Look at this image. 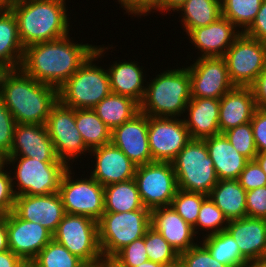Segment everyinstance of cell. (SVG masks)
Listing matches in <instances>:
<instances>
[{"instance_id":"63","label":"cell","mask_w":266,"mask_h":267,"mask_svg":"<svg viewBox=\"0 0 266 267\" xmlns=\"http://www.w3.org/2000/svg\"><path fill=\"white\" fill-rule=\"evenodd\" d=\"M4 164V159L0 157V167Z\"/></svg>"},{"instance_id":"57","label":"cell","mask_w":266,"mask_h":267,"mask_svg":"<svg viewBox=\"0 0 266 267\" xmlns=\"http://www.w3.org/2000/svg\"><path fill=\"white\" fill-rule=\"evenodd\" d=\"M103 267H122L113 258L103 257Z\"/></svg>"},{"instance_id":"14","label":"cell","mask_w":266,"mask_h":267,"mask_svg":"<svg viewBox=\"0 0 266 267\" xmlns=\"http://www.w3.org/2000/svg\"><path fill=\"white\" fill-rule=\"evenodd\" d=\"M191 139L183 118L148 116V142L153 161L172 162Z\"/></svg>"},{"instance_id":"11","label":"cell","mask_w":266,"mask_h":267,"mask_svg":"<svg viewBox=\"0 0 266 267\" xmlns=\"http://www.w3.org/2000/svg\"><path fill=\"white\" fill-rule=\"evenodd\" d=\"M46 127L58 159L69 167L80 156L85 157L90 153L76 127L74 108L58 100L49 113Z\"/></svg>"},{"instance_id":"29","label":"cell","mask_w":266,"mask_h":267,"mask_svg":"<svg viewBox=\"0 0 266 267\" xmlns=\"http://www.w3.org/2000/svg\"><path fill=\"white\" fill-rule=\"evenodd\" d=\"M208 196L228 221L247 217L246 190L238 180H219Z\"/></svg>"},{"instance_id":"16","label":"cell","mask_w":266,"mask_h":267,"mask_svg":"<svg viewBox=\"0 0 266 267\" xmlns=\"http://www.w3.org/2000/svg\"><path fill=\"white\" fill-rule=\"evenodd\" d=\"M8 246L21 259L33 260L53 239V234L40 223L19 218L13 211L6 214Z\"/></svg>"},{"instance_id":"6","label":"cell","mask_w":266,"mask_h":267,"mask_svg":"<svg viewBox=\"0 0 266 267\" xmlns=\"http://www.w3.org/2000/svg\"><path fill=\"white\" fill-rule=\"evenodd\" d=\"M4 164L9 166L16 197L59 192L61 179L69 168L63 161H39L24 156H7Z\"/></svg>"},{"instance_id":"47","label":"cell","mask_w":266,"mask_h":267,"mask_svg":"<svg viewBox=\"0 0 266 267\" xmlns=\"http://www.w3.org/2000/svg\"><path fill=\"white\" fill-rule=\"evenodd\" d=\"M116 2L121 5L126 14L141 18V16L151 14V12H158L161 0H118Z\"/></svg>"},{"instance_id":"42","label":"cell","mask_w":266,"mask_h":267,"mask_svg":"<svg viewBox=\"0 0 266 267\" xmlns=\"http://www.w3.org/2000/svg\"><path fill=\"white\" fill-rule=\"evenodd\" d=\"M179 258L184 267H229L214 259L200 242L189 250L181 252Z\"/></svg>"},{"instance_id":"28","label":"cell","mask_w":266,"mask_h":267,"mask_svg":"<svg viewBox=\"0 0 266 267\" xmlns=\"http://www.w3.org/2000/svg\"><path fill=\"white\" fill-rule=\"evenodd\" d=\"M24 47L18 35V22L7 7L0 12V63L8 69L20 68Z\"/></svg>"},{"instance_id":"20","label":"cell","mask_w":266,"mask_h":267,"mask_svg":"<svg viewBox=\"0 0 266 267\" xmlns=\"http://www.w3.org/2000/svg\"><path fill=\"white\" fill-rule=\"evenodd\" d=\"M242 32L228 19L221 16L207 26L193 29L189 34V43L198 49L197 58L224 57L228 48Z\"/></svg>"},{"instance_id":"33","label":"cell","mask_w":266,"mask_h":267,"mask_svg":"<svg viewBox=\"0 0 266 267\" xmlns=\"http://www.w3.org/2000/svg\"><path fill=\"white\" fill-rule=\"evenodd\" d=\"M75 123L89 150L111 143L112 130L93 109H75Z\"/></svg>"},{"instance_id":"58","label":"cell","mask_w":266,"mask_h":267,"mask_svg":"<svg viewBox=\"0 0 266 267\" xmlns=\"http://www.w3.org/2000/svg\"><path fill=\"white\" fill-rule=\"evenodd\" d=\"M16 267H37L34 260L22 259Z\"/></svg>"},{"instance_id":"21","label":"cell","mask_w":266,"mask_h":267,"mask_svg":"<svg viewBox=\"0 0 266 267\" xmlns=\"http://www.w3.org/2000/svg\"><path fill=\"white\" fill-rule=\"evenodd\" d=\"M8 156H24L39 161H61L56 155L46 125L40 124H16Z\"/></svg>"},{"instance_id":"17","label":"cell","mask_w":266,"mask_h":267,"mask_svg":"<svg viewBox=\"0 0 266 267\" xmlns=\"http://www.w3.org/2000/svg\"><path fill=\"white\" fill-rule=\"evenodd\" d=\"M111 143L137 166L153 162L148 142V115L139 111L115 127L111 132Z\"/></svg>"},{"instance_id":"34","label":"cell","mask_w":266,"mask_h":267,"mask_svg":"<svg viewBox=\"0 0 266 267\" xmlns=\"http://www.w3.org/2000/svg\"><path fill=\"white\" fill-rule=\"evenodd\" d=\"M200 243L218 262L229 267H247L249 261L240 253L239 246L226 230L204 237Z\"/></svg>"},{"instance_id":"52","label":"cell","mask_w":266,"mask_h":267,"mask_svg":"<svg viewBox=\"0 0 266 267\" xmlns=\"http://www.w3.org/2000/svg\"><path fill=\"white\" fill-rule=\"evenodd\" d=\"M9 250L6 215H0V252Z\"/></svg>"},{"instance_id":"15","label":"cell","mask_w":266,"mask_h":267,"mask_svg":"<svg viewBox=\"0 0 266 267\" xmlns=\"http://www.w3.org/2000/svg\"><path fill=\"white\" fill-rule=\"evenodd\" d=\"M195 60L187 66L191 97L220 99L235 87L230 80L224 57H202Z\"/></svg>"},{"instance_id":"5","label":"cell","mask_w":266,"mask_h":267,"mask_svg":"<svg viewBox=\"0 0 266 267\" xmlns=\"http://www.w3.org/2000/svg\"><path fill=\"white\" fill-rule=\"evenodd\" d=\"M103 45H96L95 52L58 89V99L63 105L74 109H93L111 93L107 68L96 64L113 47Z\"/></svg>"},{"instance_id":"3","label":"cell","mask_w":266,"mask_h":267,"mask_svg":"<svg viewBox=\"0 0 266 267\" xmlns=\"http://www.w3.org/2000/svg\"><path fill=\"white\" fill-rule=\"evenodd\" d=\"M66 3V0L8 1V7L17 18L18 35L24 48L70 34Z\"/></svg>"},{"instance_id":"22","label":"cell","mask_w":266,"mask_h":267,"mask_svg":"<svg viewBox=\"0 0 266 267\" xmlns=\"http://www.w3.org/2000/svg\"><path fill=\"white\" fill-rule=\"evenodd\" d=\"M151 226L168 241L178 254L194 247L198 244V240H201L197 238L193 227L171 206L153 209Z\"/></svg>"},{"instance_id":"9","label":"cell","mask_w":266,"mask_h":267,"mask_svg":"<svg viewBox=\"0 0 266 267\" xmlns=\"http://www.w3.org/2000/svg\"><path fill=\"white\" fill-rule=\"evenodd\" d=\"M72 167H69L60 183L59 194L67 214L84 215L99 221L104 214V187L91 175L82 174L75 179ZM72 175V176H71Z\"/></svg>"},{"instance_id":"4","label":"cell","mask_w":266,"mask_h":267,"mask_svg":"<svg viewBox=\"0 0 266 267\" xmlns=\"http://www.w3.org/2000/svg\"><path fill=\"white\" fill-rule=\"evenodd\" d=\"M191 100L187 66L166 69L147 81L139 111L152 117L183 118Z\"/></svg>"},{"instance_id":"30","label":"cell","mask_w":266,"mask_h":267,"mask_svg":"<svg viewBox=\"0 0 266 267\" xmlns=\"http://www.w3.org/2000/svg\"><path fill=\"white\" fill-rule=\"evenodd\" d=\"M175 12L180 13L183 31L214 23L222 16L221 0H186Z\"/></svg>"},{"instance_id":"35","label":"cell","mask_w":266,"mask_h":267,"mask_svg":"<svg viewBox=\"0 0 266 267\" xmlns=\"http://www.w3.org/2000/svg\"><path fill=\"white\" fill-rule=\"evenodd\" d=\"M263 0H221L222 16L242 33L253 23Z\"/></svg>"},{"instance_id":"54","label":"cell","mask_w":266,"mask_h":267,"mask_svg":"<svg viewBox=\"0 0 266 267\" xmlns=\"http://www.w3.org/2000/svg\"><path fill=\"white\" fill-rule=\"evenodd\" d=\"M77 267H103V257L92 261H82Z\"/></svg>"},{"instance_id":"55","label":"cell","mask_w":266,"mask_h":267,"mask_svg":"<svg viewBox=\"0 0 266 267\" xmlns=\"http://www.w3.org/2000/svg\"><path fill=\"white\" fill-rule=\"evenodd\" d=\"M254 160L266 174V152L257 153Z\"/></svg>"},{"instance_id":"12","label":"cell","mask_w":266,"mask_h":267,"mask_svg":"<svg viewBox=\"0 0 266 267\" xmlns=\"http://www.w3.org/2000/svg\"><path fill=\"white\" fill-rule=\"evenodd\" d=\"M234 86L250 87L266 68V44L242 33L224 55Z\"/></svg>"},{"instance_id":"41","label":"cell","mask_w":266,"mask_h":267,"mask_svg":"<svg viewBox=\"0 0 266 267\" xmlns=\"http://www.w3.org/2000/svg\"><path fill=\"white\" fill-rule=\"evenodd\" d=\"M113 259L122 267H137L149 260L146 253L144 237L134 240L129 245L122 248Z\"/></svg>"},{"instance_id":"18","label":"cell","mask_w":266,"mask_h":267,"mask_svg":"<svg viewBox=\"0 0 266 267\" xmlns=\"http://www.w3.org/2000/svg\"><path fill=\"white\" fill-rule=\"evenodd\" d=\"M13 212L23 220L40 223L52 234L66 214L59 192L17 196Z\"/></svg>"},{"instance_id":"50","label":"cell","mask_w":266,"mask_h":267,"mask_svg":"<svg viewBox=\"0 0 266 267\" xmlns=\"http://www.w3.org/2000/svg\"><path fill=\"white\" fill-rule=\"evenodd\" d=\"M250 87L253 91L257 108L266 110V68L258 75Z\"/></svg>"},{"instance_id":"45","label":"cell","mask_w":266,"mask_h":267,"mask_svg":"<svg viewBox=\"0 0 266 267\" xmlns=\"http://www.w3.org/2000/svg\"><path fill=\"white\" fill-rule=\"evenodd\" d=\"M15 199L10 171L3 164L0 167V215H6L13 211Z\"/></svg>"},{"instance_id":"61","label":"cell","mask_w":266,"mask_h":267,"mask_svg":"<svg viewBox=\"0 0 266 267\" xmlns=\"http://www.w3.org/2000/svg\"><path fill=\"white\" fill-rule=\"evenodd\" d=\"M7 70L8 68L5 67L2 63H0V87H1L2 77L7 72Z\"/></svg>"},{"instance_id":"36","label":"cell","mask_w":266,"mask_h":267,"mask_svg":"<svg viewBox=\"0 0 266 267\" xmlns=\"http://www.w3.org/2000/svg\"><path fill=\"white\" fill-rule=\"evenodd\" d=\"M227 225L228 219L208 196L202 202L196 224L193 226L196 236L198 237L202 231L206 232V234L202 232L203 235L201 236L203 238L212 234H217L221 231H225ZM199 231L201 232L199 233Z\"/></svg>"},{"instance_id":"49","label":"cell","mask_w":266,"mask_h":267,"mask_svg":"<svg viewBox=\"0 0 266 267\" xmlns=\"http://www.w3.org/2000/svg\"><path fill=\"white\" fill-rule=\"evenodd\" d=\"M244 34L266 44V0H263L255 20Z\"/></svg>"},{"instance_id":"44","label":"cell","mask_w":266,"mask_h":267,"mask_svg":"<svg viewBox=\"0 0 266 267\" xmlns=\"http://www.w3.org/2000/svg\"><path fill=\"white\" fill-rule=\"evenodd\" d=\"M240 185L250 191L266 186V174L255 160H249L238 178Z\"/></svg>"},{"instance_id":"25","label":"cell","mask_w":266,"mask_h":267,"mask_svg":"<svg viewBox=\"0 0 266 267\" xmlns=\"http://www.w3.org/2000/svg\"><path fill=\"white\" fill-rule=\"evenodd\" d=\"M219 108V99L191 97L183 119L192 139L220 134Z\"/></svg>"},{"instance_id":"32","label":"cell","mask_w":266,"mask_h":267,"mask_svg":"<svg viewBox=\"0 0 266 267\" xmlns=\"http://www.w3.org/2000/svg\"><path fill=\"white\" fill-rule=\"evenodd\" d=\"M93 111L113 130L136 115L139 112V104L130 97L111 92L93 108Z\"/></svg>"},{"instance_id":"43","label":"cell","mask_w":266,"mask_h":267,"mask_svg":"<svg viewBox=\"0 0 266 267\" xmlns=\"http://www.w3.org/2000/svg\"><path fill=\"white\" fill-rule=\"evenodd\" d=\"M16 124L14 117L0 99V157L3 159L8 156L12 148Z\"/></svg>"},{"instance_id":"48","label":"cell","mask_w":266,"mask_h":267,"mask_svg":"<svg viewBox=\"0 0 266 267\" xmlns=\"http://www.w3.org/2000/svg\"><path fill=\"white\" fill-rule=\"evenodd\" d=\"M250 123L258 153L266 152V110L257 108Z\"/></svg>"},{"instance_id":"10","label":"cell","mask_w":266,"mask_h":267,"mask_svg":"<svg viewBox=\"0 0 266 267\" xmlns=\"http://www.w3.org/2000/svg\"><path fill=\"white\" fill-rule=\"evenodd\" d=\"M134 180L145 208L170 206L177 187L172 162L153 161L137 166Z\"/></svg>"},{"instance_id":"37","label":"cell","mask_w":266,"mask_h":267,"mask_svg":"<svg viewBox=\"0 0 266 267\" xmlns=\"http://www.w3.org/2000/svg\"><path fill=\"white\" fill-rule=\"evenodd\" d=\"M33 260L37 267H77L82 262L54 239Z\"/></svg>"},{"instance_id":"53","label":"cell","mask_w":266,"mask_h":267,"mask_svg":"<svg viewBox=\"0 0 266 267\" xmlns=\"http://www.w3.org/2000/svg\"><path fill=\"white\" fill-rule=\"evenodd\" d=\"M186 0H161L159 5V12L169 13L175 12Z\"/></svg>"},{"instance_id":"51","label":"cell","mask_w":266,"mask_h":267,"mask_svg":"<svg viewBox=\"0 0 266 267\" xmlns=\"http://www.w3.org/2000/svg\"><path fill=\"white\" fill-rule=\"evenodd\" d=\"M21 260L11 250L0 252V267H16Z\"/></svg>"},{"instance_id":"2","label":"cell","mask_w":266,"mask_h":267,"mask_svg":"<svg viewBox=\"0 0 266 267\" xmlns=\"http://www.w3.org/2000/svg\"><path fill=\"white\" fill-rule=\"evenodd\" d=\"M0 99L17 124L46 125L58 102V89L36 81L21 68L8 69L2 77Z\"/></svg>"},{"instance_id":"13","label":"cell","mask_w":266,"mask_h":267,"mask_svg":"<svg viewBox=\"0 0 266 267\" xmlns=\"http://www.w3.org/2000/svg\"><path fill=\"white\" fill-rule=\"evenodd\" d=\"M53 239L82 261L103 257L99 245L98 222L84 215L65 214Z\"/></svg>"},{"instance_id":"31","label":"cell","mask_w":266,"mask_h":267,"mask_svg":"<svg viewBox=\"0 0 266 267\" xmlns=\"http://www.w3.org/2000/svg\"><path fill=\"white\" fill-rule=\"evenodd\" d=\"M149 210L144 207L134 179L104 187V212Z\"/></svg>"},{"instance_id":"56","label":"cell","mask_w":266,"mask_h":267,"mask_svg":"<svg viewBox=\"0 0 266 267\" xmlns=\"http://www.w3.org/2000/svg\"><path fill=\"white\" fill-rule=\"evenodd\" d=\"M247 267H266V255L249 261Z\"/></svg>"},{"instance_id":"27","label":"cell","mask_w":266,"mask_h":267,"mask_svg":"<svg viewBox=\"0 0 266 267\" xmlns=\"http://www.w3.org/2000/svg\"><path fill=\"white\" fill-rule=\"evenodd\" d=\"M213 161L219 180H238L240 173L249 161L227 140L223 133L203 139Z\"/></svg>"},{"instance_id":"38","label":"cell","mask_w":266,"mask_h":267,"mask_svg":"<svg viewBox=\"0 0 266 267\" xmlns=\"http://www.w3.org/2000/svg\"><path fill=\"white\" fill-rule=\"evenodd\" d=\"M144 243L150 261L164 265L179 258L178 252L152 226L144 235Z\"/></svg>"},{"instance_id":"59","label":"cell","mask_w":266,"mask_h":267,"mask_svg":"<svg viewBox=\"0 0 266 267\" xmlns=\"http://www.w3.org/2000/svg\"><path fill=\"white\" fill-rule=\"evenodd\" d=\"M137 267H163V265L157 262L147 260L143 262L142 264L138 265Z\"/></svg>"},{"instance_id":"19","label":"cell","mask_w":266,"mask_h":267,"mask_svg":"<svg viewBox=\"0 0 266 267\" xmlns=\"http://www.w3.org/2000/svg\"><path fill=\"white\" fill-rule=\"evenodd\" d=\"M89 155L96 162L92 159L90 175L103 187L134 179L137 165L112 143L90 150Z\"/></svg>"},{"instance_id":"40","label":"cell","mask_w":266,"mask_h":267,"mask_svg":"<svg viewBox=\"0 0 266 267\" xmlns=\"http://www.w3.org/2000/svg\"><path fill=\"white\" fill-rule=\"evenodd\" d=\"M232 146L248 160H254L258 153L250 122L231 128L223 133Z\"/></svg>"},{"instance_id":"62","label":"cell","mask_w":266,"mask_h":267,"mask_svg":"<svg viewBox=\"0 0 266 267\" xmlns=\"http://www.w3.org/2000/svg\"><path fill=\"white\" fill-rule=\"evenodd\" d=\"M9 0H0V12L8 7Z\"/></svg>"},{"instance_id":"60","label":"cell","mask_w":266,"mask_h":267,"mask_svg":"<svg viewBox=\"0 0 266 267\" xmlns=\"http://www.w3.org/2000/svg\"><path fill=\"white\" fill-rule=\"evenodd\" d=\"M163 267H184L183 263L181 262L180 258H177L175 261L164 264Z\"/></svg>"},{"instance_id":"26","label":"cell","mask_w":266,"mask_h":267,"mask_svg":"<svg viewBox=\"0 0 266 267\" xmlns=\"http://www.w3.org/2000/svg\"><path fill=\"white\" fill-rule=\"evenodd\" d=\"M137 62L135 60H116L109 65L110 67H108L109 69L107 68V71L111 92L130 97L140 104L145 94L147 78L145 77L144 73L146 72L143 70V66H140V63Z\"/></svg>"},{"instance_id":"24","label":"cell","mask_w":266,"mask_h":267,"mask_svg":"<svg viewBox=\"0 0 266 267\" xmlns=\"http://www.w3.org/2000/svg\"><path fill=\"white\" fill-rule=\"evenodd\" d=\"M220 133L250 122L257 109L251 87L235 86L220 99Z\"/></svg>"},{"instance_id":"1","label":"cell","mask_w":266,"mask_h":267,"mask_svg":"<svg viewBox=\"0 0 266 267\" xmlns=\"http://www.w3.org/2000/svg\"><path fill=\"white\" fill-rule=\"evenodd\" d=\"M72 39L69 34L24 48L20 68L36 81L59 89L95 52L96 45Z\"/></svg>"},{"instance_id":"46","label":"cell","mask_w":266,"mask_h":267,"mask_svg":"<svg viewBox=\"0 0 266 267\" xmlns=\"http://www.w3.org/2000/svg\"><path fill=\"white\" fill-rule=\"evenodd\" d=\"M247 217L266 219V186L246 191Z\"/></svg>"},{"instance_id":"7","label":"cell","mask_w":266,"mask_h":267,"mask_svg":"<svg viewBox=\"0 0 266 267\" xmlns=\"http://www.w3.org/2000/svg\"><path fill=\"white\" fill-rule=\"evenodd\" d=\"M172 164L178 189L209 195L219 181L204 140L191 139Z\"/></svg>"},{"instance_id":"39","label":"cell","mask_w":266,"mask_h":267,"mask_svg":"<svg viewBox=\"0 0 266 267\" xmlns=\"http://www.w3.org/2000/svg\"><path fill=\"white\" fill-rule=\"evenodd\" d=\"M208 195L178 189L171 207L192 227L196 224L202 202Z\"/></svg>"},{"instance_id":"23","label":"cell","mask_w":266,"mask_h":267,"mask_svg":"<svg viewBox=\"0 0 266 267\" xmlns=\"http://www.w3.org/2000/svg\"><path fill=\"white\" fill-rule=\"evenodd\" d=\"M226 231L248 261L266 255V219L243 217L229 220Z\"/></svg>"},{"instance_id":"8","label":"cell","mask_w":266,"mask_h":267,"mask_svg":"<svg viewBox=\"0 0 266 267\" xmlns=\"http://www.w3.org/2000/svg\"><path fill=\"white\" fill-rule=\"evenodd\" d=\"M150 227V210L104 212L98 221L99 245L103 257L113 258L122 248L144 237Z\"/></svg>"}]
</instances>
